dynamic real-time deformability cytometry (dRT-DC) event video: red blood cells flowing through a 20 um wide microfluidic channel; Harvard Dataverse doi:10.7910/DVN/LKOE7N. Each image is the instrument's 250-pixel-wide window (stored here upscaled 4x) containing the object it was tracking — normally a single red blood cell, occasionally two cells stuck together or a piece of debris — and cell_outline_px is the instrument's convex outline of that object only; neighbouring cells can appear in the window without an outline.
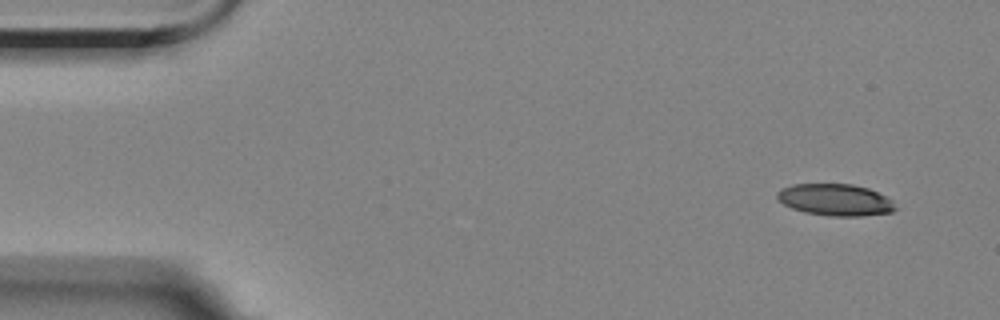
{"species": "Egyptian fruit bat (a non-hibernating species)", "species_latin": "Rousettus aegyptiacus", "temperature_condition": "room temperature", "stored_images_in_passage": 8, "camera_frame_rate_fps": 3000, "um_per_image_px": 0.085, "animal": {"sex": "female"}, "frame": {"image": 1, "passage_image": 1, "time_ms": 0.0, "image_size_px": [1000, 320], "cell_outline_px": [[900, 208], [892, 212], [860, 216], [828, 216], [804, 212], [792, 208], [784, 204], [776, 196], [776, 192], [780, 188], [792, 184], [852, 184], [868, 188], [892, 200]], "centroid_in_image_um": [71.01, 16.99], "position_along_channel_um": 14.0, "area_um2": 22.02}}